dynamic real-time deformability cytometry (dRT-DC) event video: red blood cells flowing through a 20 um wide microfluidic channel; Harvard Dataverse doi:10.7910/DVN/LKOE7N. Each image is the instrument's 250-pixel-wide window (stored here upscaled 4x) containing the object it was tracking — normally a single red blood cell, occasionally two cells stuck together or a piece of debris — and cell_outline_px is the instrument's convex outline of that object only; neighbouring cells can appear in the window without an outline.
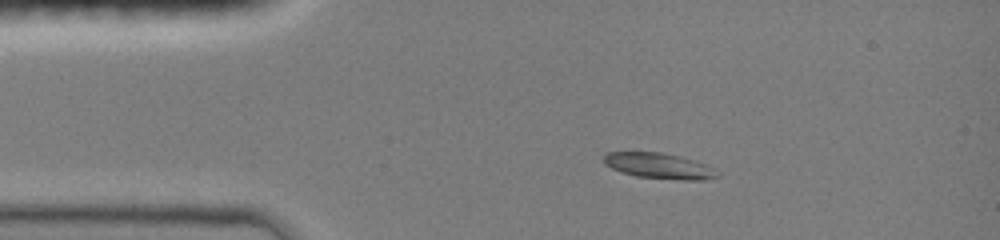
{"species": "common noctule bat (a hibernating species)", "species_latin": "Nyctalus noctula", "temperature_condition": "room temperature", "stored_images_in_passage": 40, "camera_frame_rate_fps": 3000, "um_per_image_px": 0.085, "animal": {"sex": "female", "body_mass_g": 19.0, "forearm_length_mm": 51.5}, "frame": {"image": 1, "passage_image": 1, "time_ms": 0.0, "image_size_px": [1000, 240], "cell_outline_px": [[720, 176], [704, 180], [684, 180], [636, 176], [612, 168], [604, 164], [604, 156], [608, 152], [660, 152], [692, 160], [716, 168], [720, 172]], "centroid_in_image_um": [56.07, 14.11], "position_along_channel_um": 28.9, "area_um2": 16.76}}
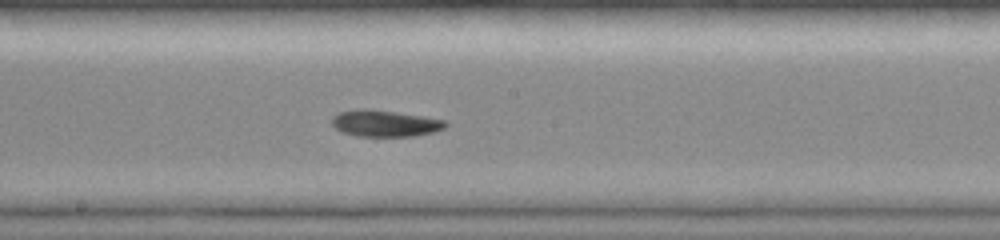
{"frame": {"image": 2, "passage_image": 18, "time_ms": 5.667, "image_size_px": [1000, 240], "cell_outline_px": [[448, 124], [444, 128], [432, 132], [416, 136], [356, 136], [340, 132], [332, 124], [332, 116], [340, 112], [360, 108], [368, 108], [424, 116], [448, 120]], "centroid_in_image_um": [32.72, 10.48], "position_along_channel_um": 215.5, "area_um2": 17.74}}
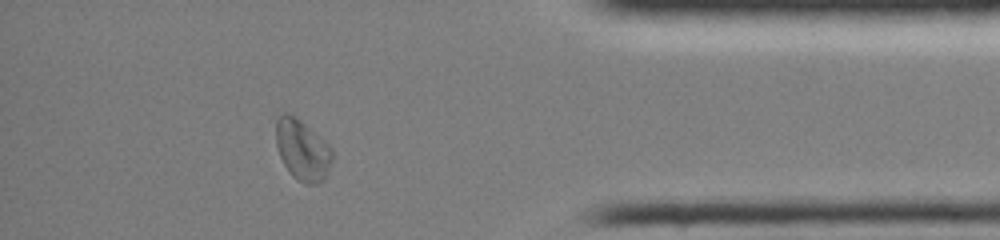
{"frame": {"image": 3, "passage_image": 34, "time_ms": 11.0, "image_size_px": [1000, 240], "cell_outline_px": [[332, 160], [324, 180], [316, 184], [304, 184], [296, 180], [292, 176], [284, 164], [280, 156], [276, 144], [276, 120], [280, 112], [288, 112], [296, 116], [324, 140], [332, 148]], "centroid_in_image_um": [25.69, 12.73], "position_along_channel_um": 409.5, "area_um2": 20.11}}